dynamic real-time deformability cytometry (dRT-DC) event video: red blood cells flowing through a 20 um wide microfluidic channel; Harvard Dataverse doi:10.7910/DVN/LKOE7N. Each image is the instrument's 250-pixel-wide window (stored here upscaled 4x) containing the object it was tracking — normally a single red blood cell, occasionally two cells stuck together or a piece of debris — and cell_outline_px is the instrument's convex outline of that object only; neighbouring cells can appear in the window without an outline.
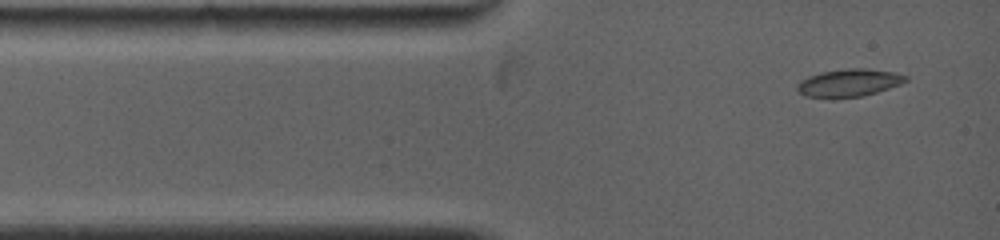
{"species": "common noctule bat (a hibernating species)", "species_latin": "Nyctalus noctula", "temperature_condition": "warm", "stored_images_in_passage": 27, "camera_frame_rate_fps": 5000, "um_per_image_px": 0.085, "animal": {"sex": "female", "body_mass_g": 19.0, "forearm_length_mm": 53.3}, "frame": {"image": 1, "passage_image": 1, "time_ms": 0.0, "image_size_px": [1000, 240], "cell_outline_px": [[908, 80], [900, 84], [864, 96], [836, 100], [828, 100], [804, 96], [796, 88], [796, 84], [800, 80], [808, 76], [824, 72], [852, 68], [860, 68], [892, 72], [908, 76]], "centroid_in_image_um": [72.09, 7.09], "position_along_channel_um": 12.9, "area_um2": 17.8}}
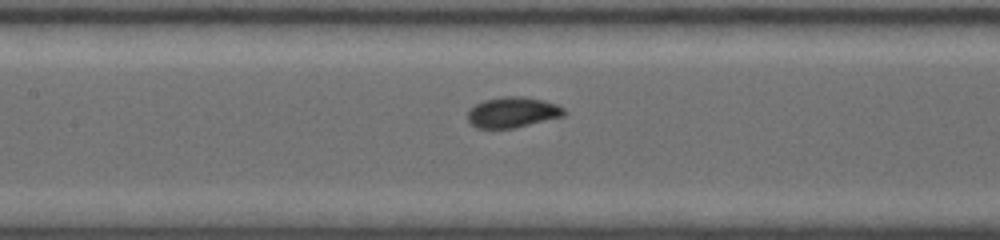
{"frame": {"image": 2, "passage_image": 16, "time_ms": 4.6, "image_size_px": [1000, 240], "cell_outline_px": [[568, 112], [564, 116], [516, 128], [476, 128], [468, 120], [468, 112], [476, 104], [484, 100], [504, 96], [524, 96], [544, 100], [556, 104], [564, 108]], "centroid_in_image_um": [43.62, 9.54], "position_along_channel_um": 163.8, "area_um2": 17.28}}
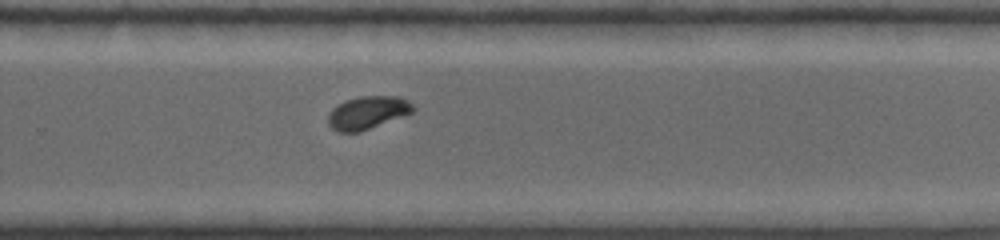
{"frame": {"image": 3, "passage_image": 27, "time_ms": 8.0, "image_size_px": [1000, 240], "cell_outline_px": [[416, 108], [412, 112], [360, 132], [336, 132], [328, 124], [328, 116], [332, 108], [336, 104], [344, 100], [360, 96], [400, 96], [408, 100]], "centroid_in_image_um": [31.21, 9.56], "position_along_channel_um": 298.6, "area_um2": 16.36}}